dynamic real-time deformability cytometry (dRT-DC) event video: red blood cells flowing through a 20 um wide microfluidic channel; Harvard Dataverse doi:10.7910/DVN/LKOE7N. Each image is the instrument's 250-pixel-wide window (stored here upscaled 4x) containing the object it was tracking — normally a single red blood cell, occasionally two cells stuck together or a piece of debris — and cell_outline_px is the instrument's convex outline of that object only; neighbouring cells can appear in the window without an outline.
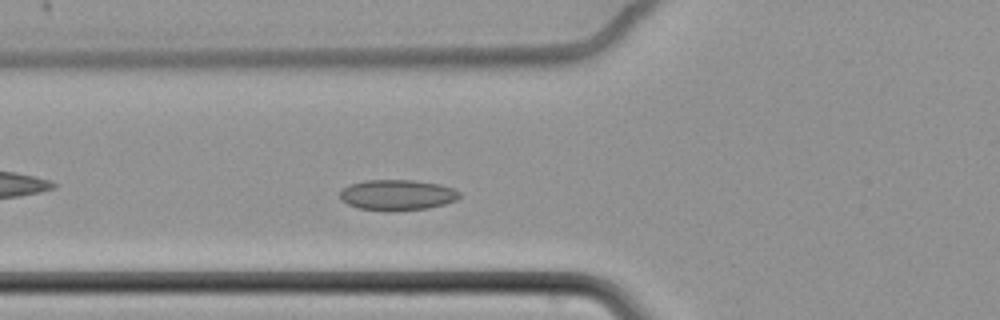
{"species": "common noctule bat (a hibernating species)", "species_latin": "Nyctalus noctula", "temperature_condition": "cold", "stored_images_in_passage": 54, "camera_frame_rate_fps": 3000, "um_per_image_px": 0.085, "animal": {"sex": "female", "body_mass_g": 22.7, "forearm_length_mm": 54.2}, "frame": {"image": 1, "passage_image": 16, "time_ms": 5.0, "image_size_px": [1000, 320], "cell_outline_px": [[460, 196], [456, 200], [444, 204], [428, 208], [392, 212], [388, 212], [360, 208], [348, 204], [340, 200], [340, 192], [348, 184], [364, 180], [412, 180], [440, 184], [452, 188], [460, 192]], "centroid_in_image_um": [33.75, 16.58], "position_along_channel_um": 92.1, "area_um2": 21.56}}
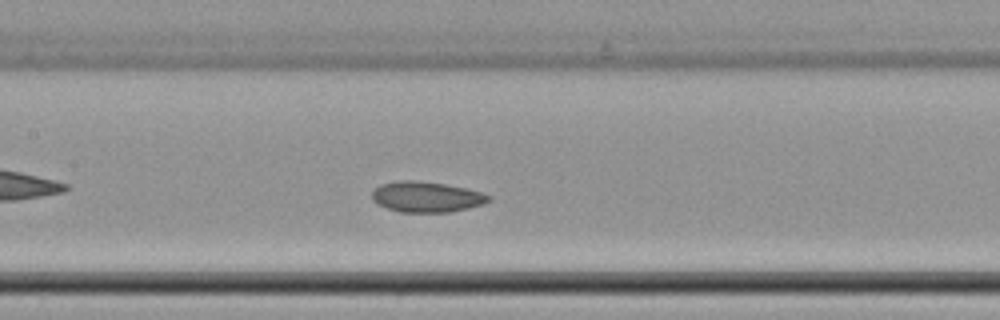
{"frame": {"image": 2, "passage_image": 23, "time_ms": 7.333, "image_size_px": [1000, 320], "cell_outline_px": [[492, 200], [484, 204], [468, 208], [448, 212], [400, 212], [388, 208], [372, 200], [372, 192], [380, 184], [396, 180], [416, 180], [444, 184], [464, 188], [480, 192], [492, 196]], "centroid_in_image_um": [36.26, 16.73], "position_along_channel_um": 171.1, "area_um2": 20.75}}
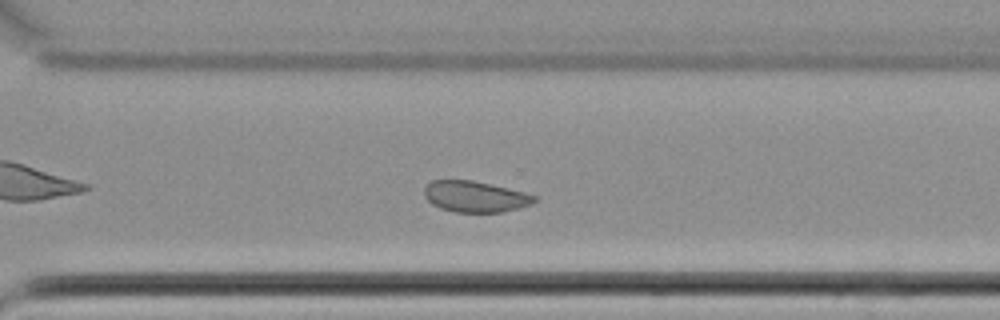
{"frame": {"image": 3, "passage_image": 37, "time_ms": 12.0, "image_size_px": [1000, 320], "cell_outline_px": [[536, 200], [532, 204], [520, 208], [504, 212], [456, 212], [440, 208], [432, 204], [424, 196], [424, 188], [432, 180], [472, 180], [524, 192], [536, 196]], "centroid_in_image_um": [40.39, 16.72], "position_along_channel_um": 330.2, "area_um2": 19.88}, "authors_computed_cell_mechanics": {"area_um2": 21.5305, "velocity_mm_per_s": 3.4024, "shape_relaxation_time_tau1_ms": null, "shape_relaxation_time_tau2_ms": 2.9078, "deformation_change_tau1": null, "deformation_change_tau2": 0.0609}}